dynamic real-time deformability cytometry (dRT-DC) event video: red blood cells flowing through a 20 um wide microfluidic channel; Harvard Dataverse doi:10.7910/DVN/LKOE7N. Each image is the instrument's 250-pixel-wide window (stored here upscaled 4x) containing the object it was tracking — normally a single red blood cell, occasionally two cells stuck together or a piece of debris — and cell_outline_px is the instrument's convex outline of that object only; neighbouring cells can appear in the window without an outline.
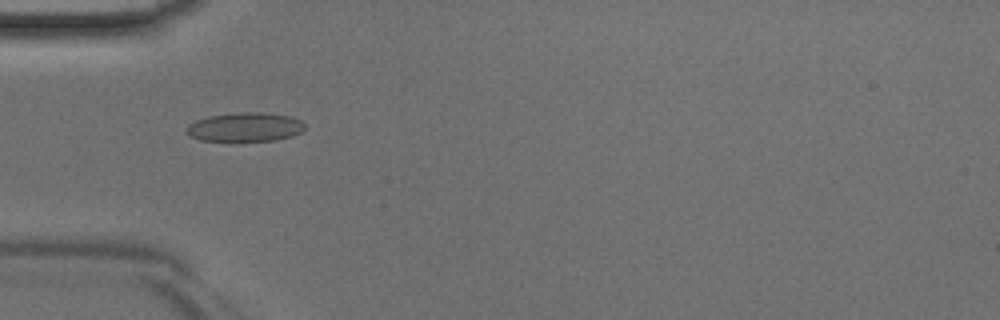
{"species": "Egyptian fruit bat (a non-hibernating species)", "species_latin": "Rousettus aegyptiacus", "temperature_condition": "room temperature", "stored_images_in_passage": 45, "camera_frame_rate_fps": 3000, "um_per_image_px": 0.085, "animal": {"sex": "male"}, "frame": {"image": 1, "passage_image": 14, "time_ms": 4.333, "image_size_px": [1000, 320], "cell_outline_px": [[304, 128], [300, 132], [292, 136], [276, 140], [200, 140], [184, 132], [184, 128], [188, 124], [196, 120], [208, 116], [240, 112], [260, 112], [292, 116], [300, 120], [304, 124]], "centroid_in_image_um": [20.81, 10.78], "position_along_channel_um": 64.2, "area_um2": 19.88}}
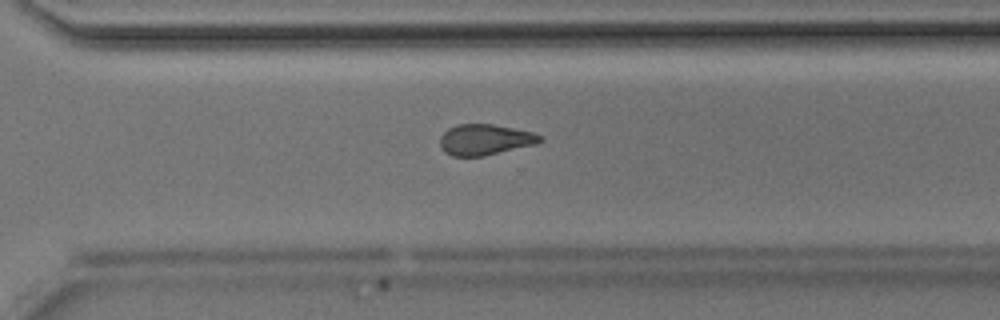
{"frame": {"image": 2, "passage_image": 32, "time_ms": 10.333, "image_size_px": [1000, 320], "cell_outline_px": [[544, 140], [536, 144], [484, 156], [452, 156], [444, 152], [440, 148], [440, 136], [448, 128], [460, 124], [492, 124], [532, 132], [544, 136]], "centroid_in_image_um": [41.22, 11.87], "position_along_channel_um": 329.4, "area_um2": 18.03}}
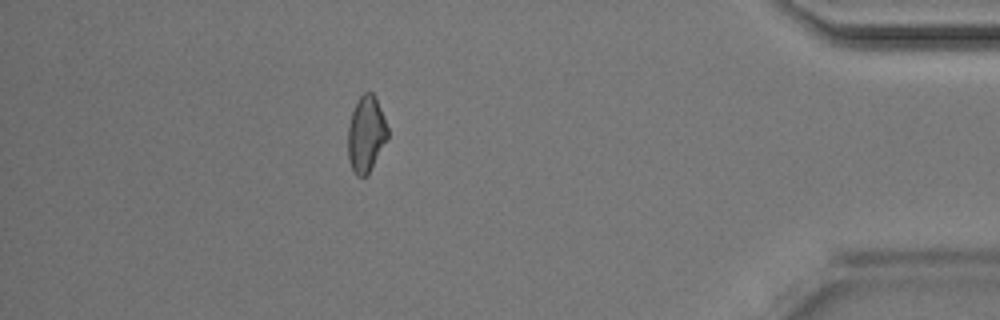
{"frame": {"image": 3, "passage_image": 40, "time_ms": 13.0, "image_size_px": [1000, 320], "cell_outline_px": [[388, 136], [368, 176], [356, 176], [348, 160], [348, 128], [352, 112], [360, 96], [364, 92], [372, 92], [376, 96], [384, 116], [388, 128]], "centroid_in_image_um": [31.12, 11.4], "position_along_channel_um": 404.1, "area_um2": 17.63}}